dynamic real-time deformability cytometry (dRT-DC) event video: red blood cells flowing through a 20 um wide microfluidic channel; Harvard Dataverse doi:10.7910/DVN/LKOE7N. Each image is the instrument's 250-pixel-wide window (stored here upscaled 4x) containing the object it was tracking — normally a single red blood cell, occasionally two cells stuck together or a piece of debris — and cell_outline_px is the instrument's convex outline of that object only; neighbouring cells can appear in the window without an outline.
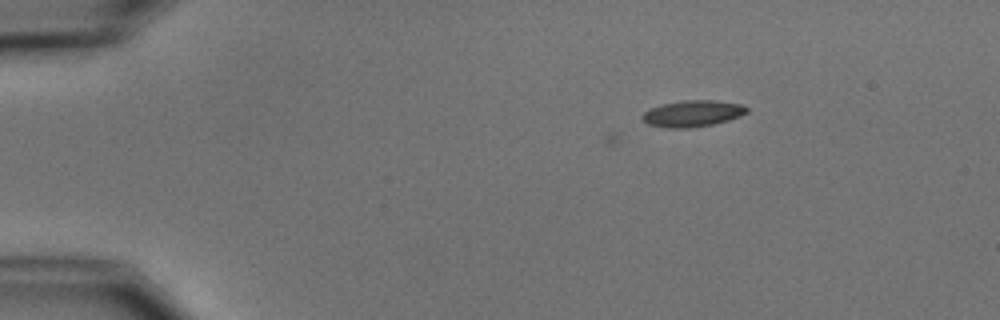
{"species": "common noctule bat (a hibernating species)", "species_latin": "Nyctalus noctula", "temperature_condition": "cold", "stored_images_in_passage": 5, "camera_frame_rate_fps": 3000, "um_per_image_px": 0.085, "animal": {"sex": "male", "body_mass_g": 15.6}, "frame": {"image": 1, "passage_image": 3, "time_ms": 2.0, "image_size_px": [1000, 320], "cell_outline_px": [[748, 112], [740, 116], [728, 120], [712, 124], [688, 128], [668, 128], [648, 124], [640, 116], [644, 112], [652, 108], [664, 104], [684, 100], [716, 100], [740, 104], [748, 108]], "centroid_in_image_um": [58.88, 9.65], "position_along_channel_um": 26.1, "area_um2": 15.9}}